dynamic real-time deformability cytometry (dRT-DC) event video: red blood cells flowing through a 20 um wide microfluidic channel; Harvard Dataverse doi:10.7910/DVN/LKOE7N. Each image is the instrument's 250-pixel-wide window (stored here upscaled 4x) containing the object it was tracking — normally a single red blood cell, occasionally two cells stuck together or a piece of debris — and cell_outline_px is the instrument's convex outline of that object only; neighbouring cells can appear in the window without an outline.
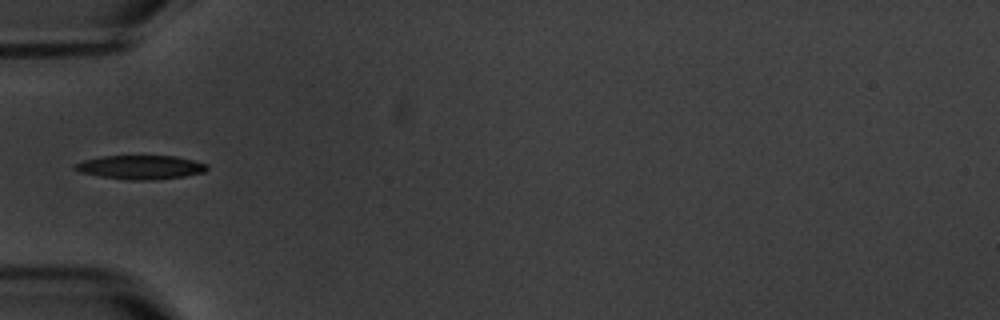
{"species": "common noctule bat (a hibernating species)", "species_latin": "Nyctalus noctula", "temperature_condition": "warm", "stored_images_in_passage": 2, "camera_frame_rate_fps": 3000, "um_per_image_px": 0.085, "animal": {"sex": "male", "body_mass_g": 20.1, "forearm_length_mm": 53.5}, "frame": {"image": 1, "passage_image": 2, "time_ms": 6.333, "image_size_px": [1000, 320], "cell_outline_px": [[208, 168], [204, 172], [184, 176], [144, 180], [128, 180], [100, 176], [80, 172], [72, 168], [72, 164], [84, 160], [104, 156], [176, 156], [208, 164]], "centroid_in_image_um": [11.91, 14.21], "position_along_channel_um": 73.1, "area_um2": 18.26}}